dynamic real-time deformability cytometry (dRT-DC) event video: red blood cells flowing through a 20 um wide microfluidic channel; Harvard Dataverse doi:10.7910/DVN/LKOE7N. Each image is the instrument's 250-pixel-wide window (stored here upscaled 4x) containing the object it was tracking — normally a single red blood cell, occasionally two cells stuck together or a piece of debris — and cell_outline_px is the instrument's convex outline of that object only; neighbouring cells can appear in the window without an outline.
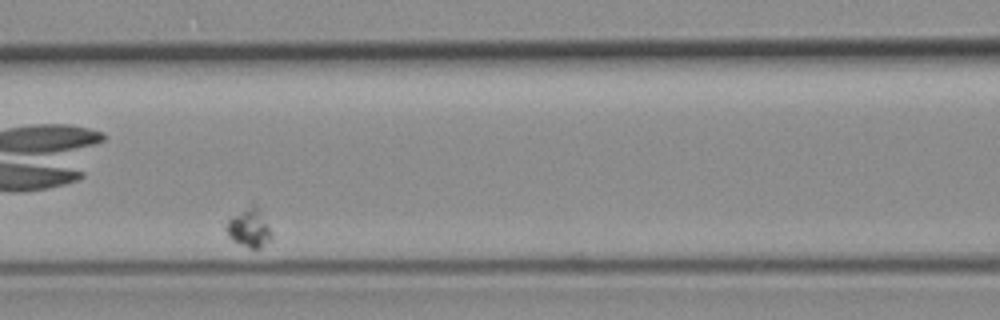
{"species": "common noctule bat (a hibernating species)", "species_latin": "Nyctalus noctula", "temperature_condition": "room temperature", "stored_images_in_passage": 44, "camera_frame_rate_fps": 3000, "um_per_image_px": 0.085, "animal": {"sex": "female", "body_mass_g": 19.3, "forearm_length_mm": 54.1}, "frame": {"image": 1, "passage_image": 18, "time_ms": 5.667, "image_size_px": [1000, 320], "cell_outline_px": [[272, 240], [260, 248], [248, 248], [232, 240], [228, 236], [224, 228], [228, 220], [232, 216], [252, 204], [256, 204], [260, 208], [272, 232]], "centroid_in_image_um": [21.19, 19.37], "position_along_channel_um": 145.4, "area_um2": 10.4}}
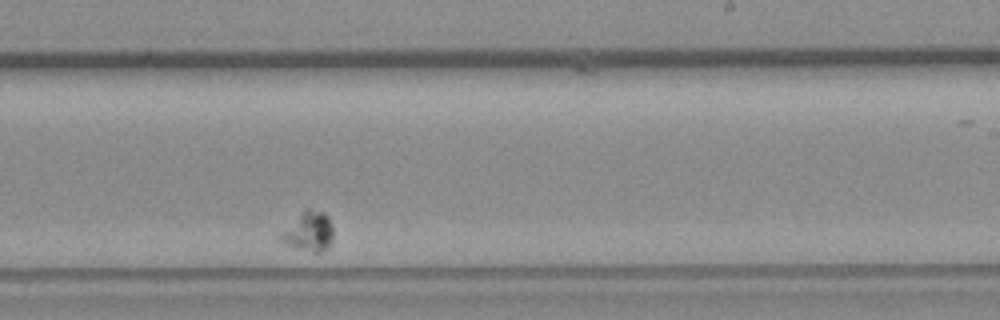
{"frame": {"image": 2, "passage_image": 30, "time_ms": 9.667, "image_size_px": [1000, 320], "cell_outline_px": [[332, 236], [328, 248], [324, 252], [312, 252], [276, 240], [276, 236], [304, 208], [308, 208], [324, 212], [328, 216], [332, 224]], "centroid_in_image_um": [26.2, 19.66], "position_along_channel_um": 262.8, "area_um2": 12.31}}
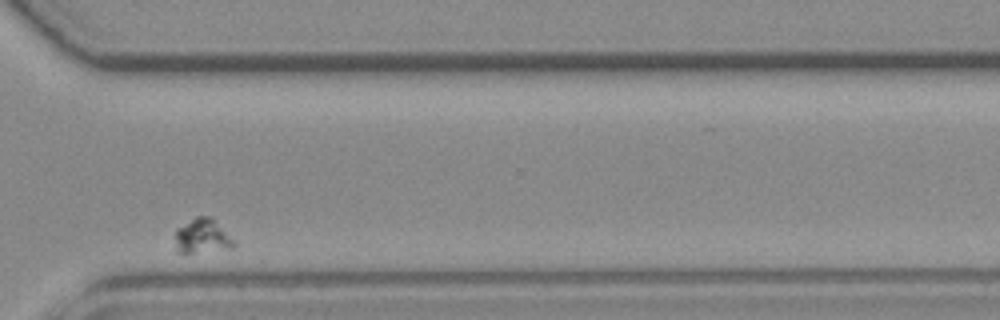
{"frame": {"image": 3, "passage_image": 39, "time_ms": 12.667, "image_size_px": [1000, 320], "cell_outline_px": [[236, 244], [232, 248], [184, 256], [176, 252], [176, 228], [196, 216], [208, 216]], "centroid_in_image_um": [17.1, 20.16], "position_along_channel_um": 353.5, "area_um2": 11.85}}